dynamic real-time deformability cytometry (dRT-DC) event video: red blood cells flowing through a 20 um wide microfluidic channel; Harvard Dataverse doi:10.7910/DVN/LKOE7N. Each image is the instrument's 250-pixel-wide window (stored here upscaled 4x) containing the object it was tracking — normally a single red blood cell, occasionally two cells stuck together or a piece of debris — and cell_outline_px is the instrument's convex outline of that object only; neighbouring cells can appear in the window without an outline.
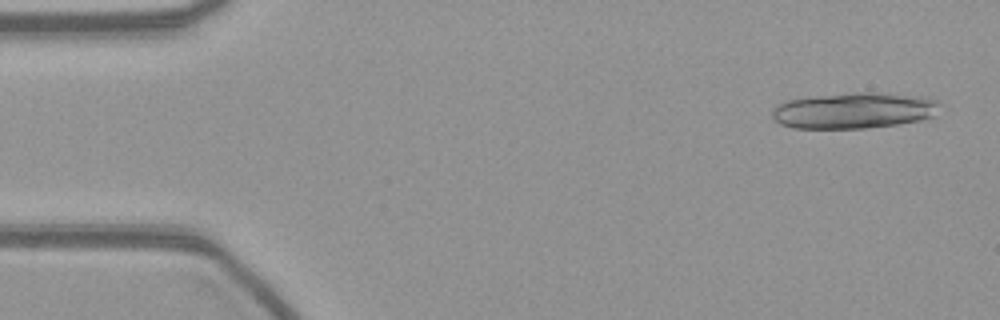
{"species": "common noctule bat (a hibernating species)", "species_latin": "Nyctalus noctula", "temperature_condition": "warm", "stored_images_in_passage": 9, "camera_frame_rate_fps": 3000, "um_per_image_px": 0.085, "animal": {"sex": "female", "body_mass_g": 21.9}, "frame": {"image": 1, "passage_image": 2, "time_ms": 0.333, "image_size_px": [1000, 320], "cell_outline_px": [[944, 104], [932, 116], [920, 120], [896, 124], [868, 128], [792, 128], [780, 124], [772, 116], [772, 108], [776, 104], [788, 100], [816, 96], [852, 92], [872, 92], [924, 96], [936, 100]], "centroid_in_image_um": [72.6, 9.38], "position_along_channel_um": 12.4, "area_um2": 35.37}}